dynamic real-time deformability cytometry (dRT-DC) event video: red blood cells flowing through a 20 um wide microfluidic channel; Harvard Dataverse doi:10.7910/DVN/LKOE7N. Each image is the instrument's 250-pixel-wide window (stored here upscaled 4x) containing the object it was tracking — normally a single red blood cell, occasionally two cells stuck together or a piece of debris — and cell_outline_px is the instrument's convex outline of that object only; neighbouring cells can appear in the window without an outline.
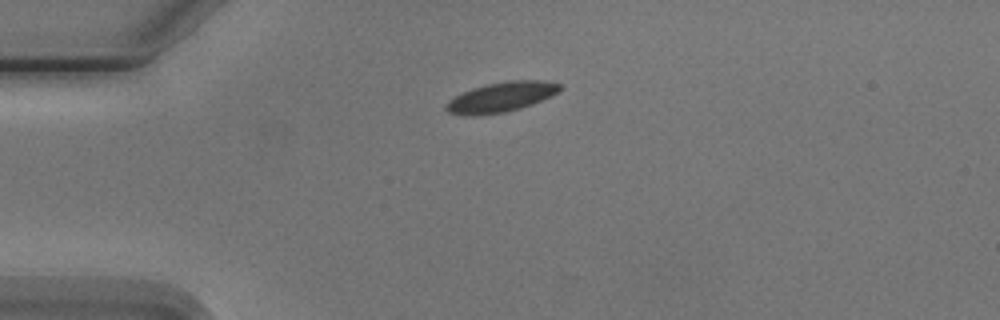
{"species": "Egyptian fruit bat (a non-hibernating species)", "species_latin": "Rousettus aegyptiacus", "temperature_condition": "cold", "stored_images_in_passage": 2, "camera_frame_rate_fps": 3000, "um_per_image_px": 0.085, "animal": {"sex": "male"}, "frame": {"image": 1, "passage_image": 1, "time_ms": 0.0, "image_size_px": [1000, 320], "cell_outline_px": [[564, 88], [532, 104], [520, 108], [504, 112], [476, 116], [464, 116], [448, 112], [444, 108], [448, 100], [472, 88], [488, 84], [512, 80], [544, 80], [560, 84]], "centroid_in_image_um": [42.56, 8.26], "position_along_channel_um": 42.4, "area_um2": 19.65}}